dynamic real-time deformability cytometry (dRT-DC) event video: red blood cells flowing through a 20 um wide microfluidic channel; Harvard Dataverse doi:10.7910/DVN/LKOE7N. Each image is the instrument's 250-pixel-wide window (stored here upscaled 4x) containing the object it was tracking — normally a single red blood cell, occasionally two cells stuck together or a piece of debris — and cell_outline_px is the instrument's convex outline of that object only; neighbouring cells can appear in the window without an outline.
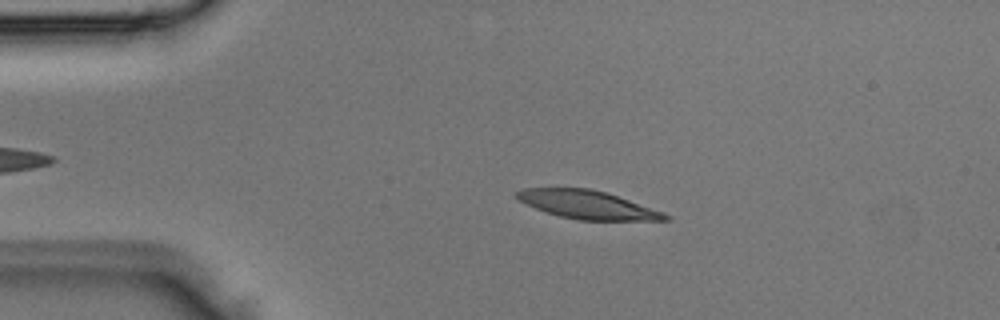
{"species": "Egyptian fruit bat (a non-hibernating species)", "species_latin": "Rousettus aegyptiacus", "temperature_condition": "room temperature", "stored_images_in_passage": 4, "camera_frame_rate_fps": 3000, "um_per_image_px": 0.085, "animal": {"sex": "male"}, "frame": {"image": 1, "passage_image": 2, "time_ms": 0.333, "image_size_px": [1000, 320], "cell_outline_px": [[672, 216], [668, 220], [580, 220], [560, 216], [536, 208], [512, 196], [516, 192], [524, 188], [588, 188], [604, 192], [664, 212]], "centroid_in_image_um": [49.93, 17.4], "position_along_channel_um": 35.1, "area_um2": 24.04}}